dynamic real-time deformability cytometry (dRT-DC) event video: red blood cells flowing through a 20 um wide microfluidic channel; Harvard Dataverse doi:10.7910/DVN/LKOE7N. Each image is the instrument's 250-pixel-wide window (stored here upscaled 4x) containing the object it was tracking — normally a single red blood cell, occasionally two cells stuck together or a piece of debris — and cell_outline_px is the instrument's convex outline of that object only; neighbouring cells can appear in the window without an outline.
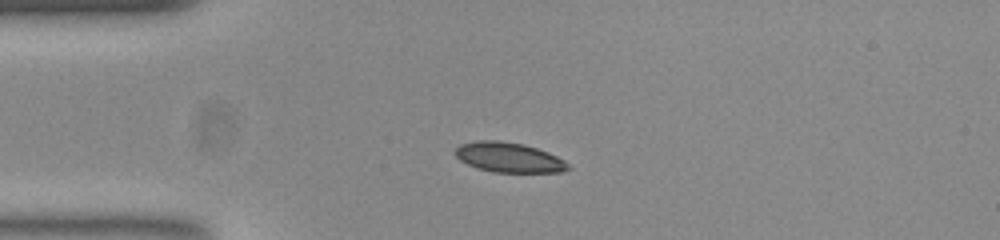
{"species": "common noctule bat (a hibernating species)", "species_latin": "Nyctalus noctula", "temperature_condition": "room temperature", "stored_images_in_passage": 42, "camera_frame_rate_fps": 3000, "um_per_image_px": 0.085, "animal": {"sex": "female", "body_mass_g": 23.0, "forearm_length_mm": 53.4}, "frame": {"image": 1, "passage_image": 1, "time_ms": 0.0, "image_size_px": [1000, 240], "cell_outline_px": [[572, 168], [564, 172], [492, 172], [468, 164], [460, 160], [452, 152], [460, 144], [476, 140], [500, 140], [524, 144], [548, 152], [564, 160]], "centroid_in_image_um": [43.25, 13.37], "position_along_channel_um": 41.7, "area_um2": 19.77}}
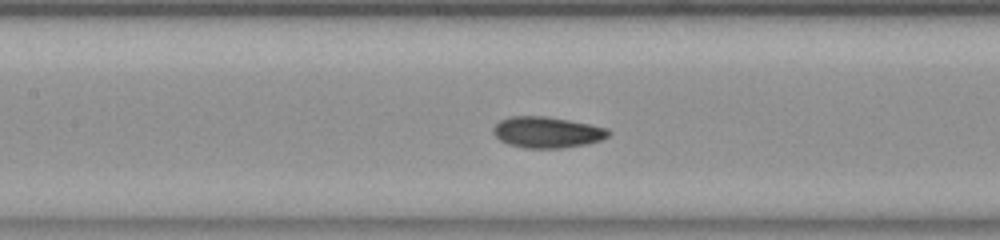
{"frame": {"image": 2, "passage_image": 12, "time_ms": 3.667, "image_size_px": [1000, 240], "cell_outline_px": [[612, 132], [608, 136], [600, 140], [588, 144], [560, 148], [524, 148], [508, 144], [500, 140], [492, 132], [492, 128], [500, 120], [512, 116], [544, 116], [568, 120], [608, 128]], "centroid_in_image_um": [46.49, 11.25], "position_along_channel_um": 160.9, "area_um2": 20.87}}
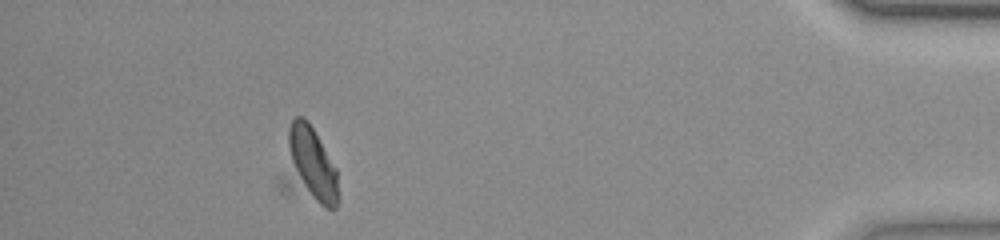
{"frame": {"image": 3, "passage_image": 36, "time_ms": 11.667, "image_size_px": [1000, 240], "cell_outline_px": [[340, 196], [336, 208], [324, 208], [284, 196], [280, 192], [276, 184], [276, 176], [288, 128], [292, 120], [296, 116], [304, 116], [308, 120], [336, 168]], "centroid_in_image_um": [26.1, 14.25], "position_along_channel_um": 409.1, "area_um2": 28.61}, "authors_computed_cell_mechanics": {"area_um2": 20.2011, "velocity_mm_per_s": 3.8366, "shape_relaxation_time_tau1_ms": 3.5008, "shape_relaxation_time_tau2_ms": 1.3016, "deformation_change_tau1": 0.1013, "deformation_change_tau2": 0.0427}}